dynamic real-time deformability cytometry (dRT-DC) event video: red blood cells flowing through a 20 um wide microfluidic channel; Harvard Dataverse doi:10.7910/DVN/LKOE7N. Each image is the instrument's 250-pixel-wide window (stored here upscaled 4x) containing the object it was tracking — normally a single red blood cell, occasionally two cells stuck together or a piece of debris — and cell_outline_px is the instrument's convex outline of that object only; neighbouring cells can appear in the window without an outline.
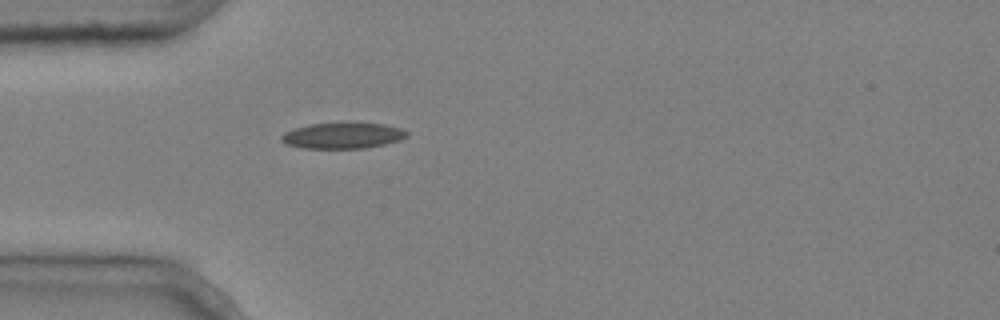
{"species": "common noctule bat (a hibernating species)", "species_latin": "Nyctalus noctula", "temperature_condition": "cold", "stored_images_in_passage": 5, "camera_frame_rate_fps": 3000, "um_per_image_px": 0.085, "animal": {"sex": "male", "body_mass_g": 20.4}, "frame": {"image": 1, "passage_image": 5, "time_ms": 1.333, "image_size_px": [1000, 320], "cell_outline_px": [[408, 136], [400, 140], [384, 144], [364, 148], [300, 148], [284, 144], [280, 140], [280, 136], [284, 132], [308, 124], [344, 120], [384, 124], [400, 128], [408, 132]], "centroid_in_image_um": [29.1, 11.48], "position_along_channel_um": 55.9, "area_um2": 19.77}}